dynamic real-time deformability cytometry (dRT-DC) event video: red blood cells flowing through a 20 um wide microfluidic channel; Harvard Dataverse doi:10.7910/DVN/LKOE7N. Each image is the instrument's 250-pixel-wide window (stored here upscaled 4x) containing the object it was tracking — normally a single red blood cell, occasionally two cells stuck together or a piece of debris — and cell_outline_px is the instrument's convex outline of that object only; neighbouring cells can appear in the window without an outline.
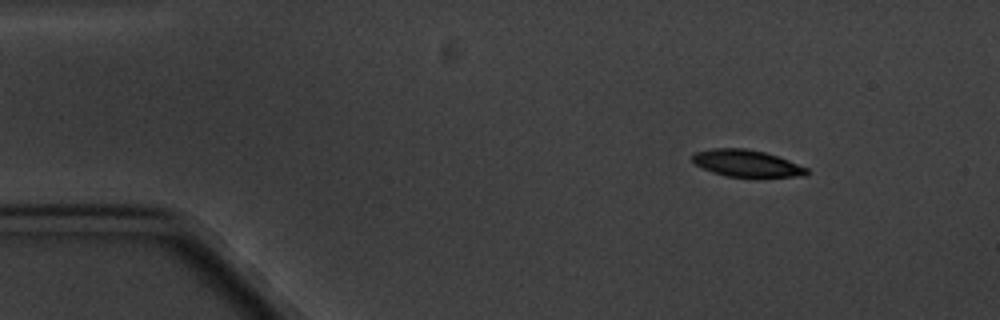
{"species": "common noctule bat (a hibernating species)", "species_latin": "Nyctalus noctula", "temperature_condition": "cold", "stored_images_in_passage": 6, "camera_frame_rate_fps": 3000, "um_per_image_px": 0.085, "animal": {"sex": "male", "body_mass_g": 20.1, "forearm_length_mm": 53.5}, "frame": {"image": 1, "passage_image": 2, "time_ms": 1.333, "image_size_px": [1000, 320], "cell_outline_px": [[808, 172], [804, 176], [724, 176], [712, 172], [696, 164], [692, 160], [692, 156], [696, 152], [712, 148], [744, 148], [764, 152], [788, 160], [808, 168]], "centroid_in_image_um": [63.44, 13.87], "position_along_channel_um": 21.6, "area_um2": 17.51}}